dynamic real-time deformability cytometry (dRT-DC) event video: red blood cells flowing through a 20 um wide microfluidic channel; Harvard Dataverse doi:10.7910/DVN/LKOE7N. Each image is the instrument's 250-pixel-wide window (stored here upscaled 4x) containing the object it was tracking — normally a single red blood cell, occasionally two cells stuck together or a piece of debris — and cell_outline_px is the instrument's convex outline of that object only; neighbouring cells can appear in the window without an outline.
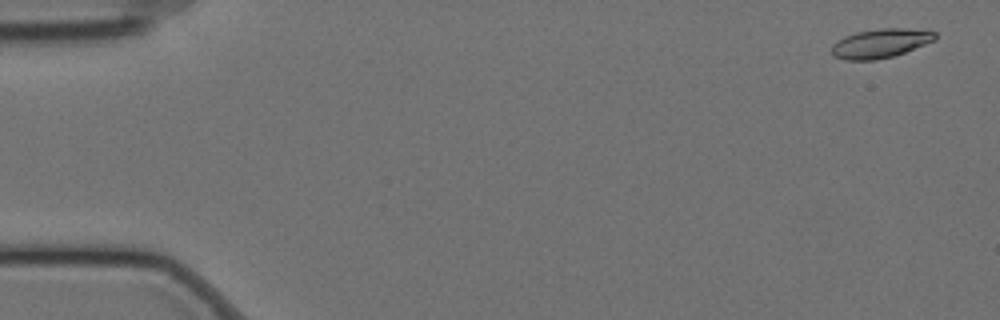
{"species": "Egyptian fruit bat (a non-hibernating species)", "species_latin": "Rousettus aegyptiacus", "temperature_condition": "cold", "stored_images_in_passage": 59, "camera_frame_rate_fps": 3000, "um_per_image_px": 0.085, "animal": {"sex": "female"}, "frame": {"image": 1, "passage_image": 3, "time_ms": 0.667, "image_size_px": [1000, 320], "cell_outline_px": [[936, 40], [904, 52], [892, 56], [876, 60], [844, 60], [832, 56], [832, 44], [844, 36], [856, 32], [880, 28], [908, 28], [936, 32]], "centroid_in_image_um": [74.81, 3.68], "position_along_channel_um": 10.2, "area_um2": 17.57}}
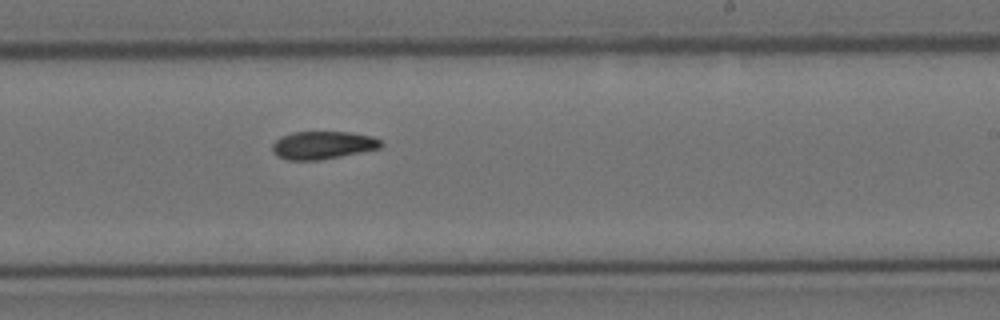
{"frame": {"image": 2, "passage_image": 36, "time_ms": 11.667, "image_size_px": [1000, 320], "cell_outline_px": [[384, 144], [380, 148], [320, 160], [284, 160], [276, 156], [272, 152], [272, 144], [280, 136], [292, 132], [348, 132], [372, 136], [380, 140]], "centroid_in_image_um": [27.39, 12.34], "position_along_channel_um": 261.6, "area_um2": 17.74}}
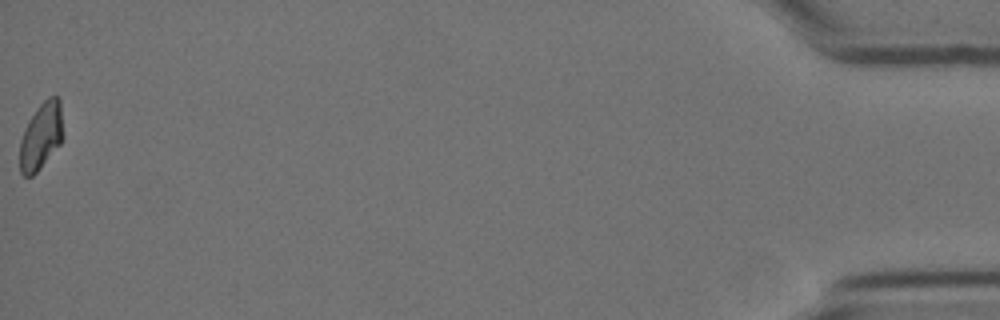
{"frame": {"image": 3, "passage_image": 59, "time_ms": 19.333, "image_size_px": [1000, 320], "cell_outline_px": [[64, 136], [60, 144], [40, 168], [32, 176], [24, 176], [20, 172], [20, 140], [24, 128], [28, 120], [36, 108], [48, 96], [60, 96]], "centroid_in_image_um": [3.51, 11.53], "position_along_channel_um": 431.7, "area_um2": 17.17}, "authors_computed_cell_mechanics": {"area_um2": 17.7446, "velocity_mm_per_s": 3.498, "shape_relaxation_time_tau1_ms": 8.0285, "shape_relaxation_time_tau2_ms": null, "deformation_change_tau1": 0.1925, "deformation_change_tau2": null}}